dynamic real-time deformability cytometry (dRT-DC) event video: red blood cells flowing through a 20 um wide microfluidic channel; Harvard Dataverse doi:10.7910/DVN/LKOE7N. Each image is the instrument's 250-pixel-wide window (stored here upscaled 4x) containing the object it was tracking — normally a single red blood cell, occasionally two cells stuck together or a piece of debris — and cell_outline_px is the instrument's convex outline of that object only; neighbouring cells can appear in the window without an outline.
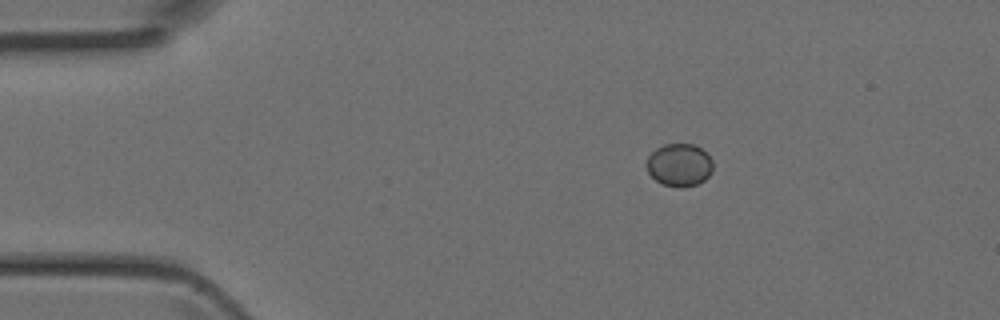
{"species": "Egyptian fruit bat (a non-hibernating species)", "species_latin": "Rousettus aegyptiacus", "temperature_condition": "room temperature", "stored_images_in_passage": 5, "camera_frame_rate_fps": 3000, "um_per_image_px": 0.085, "animal": {"sex": "female"}, "frame": {"image": 1, "passage_image": 1, "time_ms": 0.0, "image_size_px": [1000, 320], "cell_outline_px": [[712, 172], [704, 180], [696, 184], [680, 188], [664, 184], [656, 180], [648, 172], [644, 164], [648, 156], [656, 148], [664, 144], [696, 144], [712, 160]], "centroid_in_image_um": [57.71, 14.01], "position_along_channel_um": 27.3, "area_um2": 16.53}}
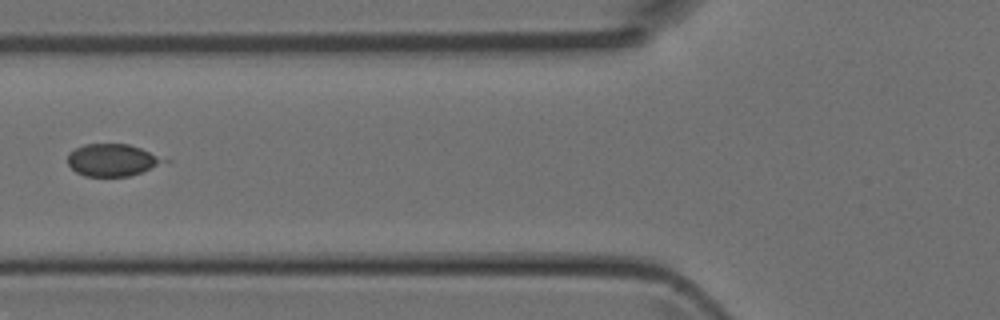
{"frame": {"image": 2, "passage_image": 4, "time_ms": 1.0, "image_size_px": [1000, 320], "cell_outline_px": [[172, 160], [140, 172], [128, 176], [84, 176], [76, 172], [68, 164], [68, 152], [84, 144], [128, 144], [140, 148]], "centroid_in_image_um": [9.55, 13.6], "position_along_channel_um": 116.3, "area_um2": 18.03}}
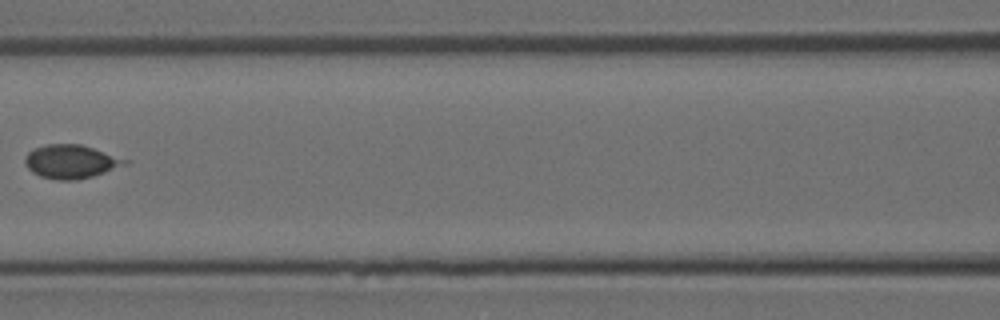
{"frame": {"image": 3, "passage_image": 5, "time_ms": 1.333, "image_size_px": [1000, 320], "cell_outline_px": [[132, 160], [128, 164], [92, 176], [72, 180], [56, 180], [40, 176], [32, 172], [28, 168], [24, 160], [24, 156], [28, 152], [36, 148], [48, 144], [80, 144]], "centroid_in_image_um": [6.05, 13.73], "position_along_channel_um": 160.6, "area_um2": 19.54}}